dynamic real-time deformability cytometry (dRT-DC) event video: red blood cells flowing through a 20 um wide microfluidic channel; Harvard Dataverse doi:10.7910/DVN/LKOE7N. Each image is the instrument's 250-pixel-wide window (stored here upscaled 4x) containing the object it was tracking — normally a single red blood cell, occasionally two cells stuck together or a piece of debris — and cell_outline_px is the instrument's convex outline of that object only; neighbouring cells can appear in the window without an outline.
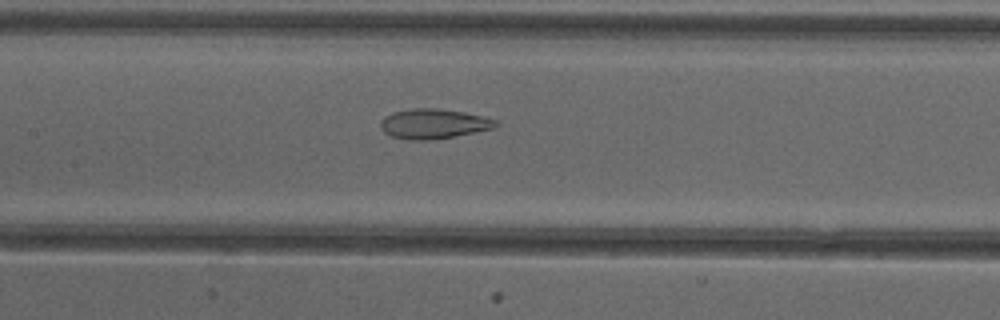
{"species": "common noctule bat (a hibernating species)", "species_latin": "Nyctalus noctula", "temperature_condition": "cold", "stored_images_in_passage": 51, "camera_frame_rate_fps": 3000, "um_per_image_px": 0.085, "animal": {"sex": "female"}, "frame": {"image": 1, "passage_image": 24, "time_ms": 7.667, "image_size_px": [1000, 320], "cell_outline_px": [[500, 124], [496, 128], [456, 136], [432, 140], [408, 140], [392, 136], [384, 132], [380, 128], [380, 120], [384, 116], [392, 112], [412, 108], [436, 108], [464, 112], [484, 116], [496, 120]], "centroid_in_image_um": [36.86, 10.52], "position_along_channel_um": 170.5, "area_um2": 20.35}}
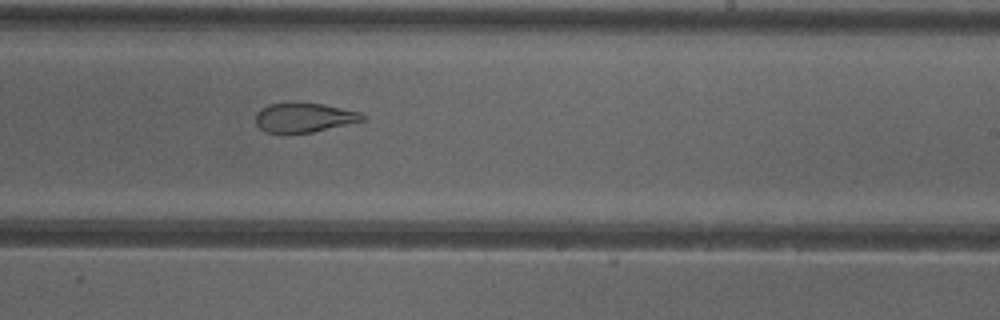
{"frame": {"image": 2, "passage_image": 31, "time_ms": 10.0, "image_size_px": [1000, 320], "cell_outline_px": [[364, 120], [312, 132], [268, 132], [260, 128], [256, 124], [256, 112], [260, 108], [268, 104], [324, 104], [360, 112], [364, 116]], "centroid_in_image_um": [25.83, 9.99], "position_along_channel_um": 263.2, "area_um2": 17.69}}
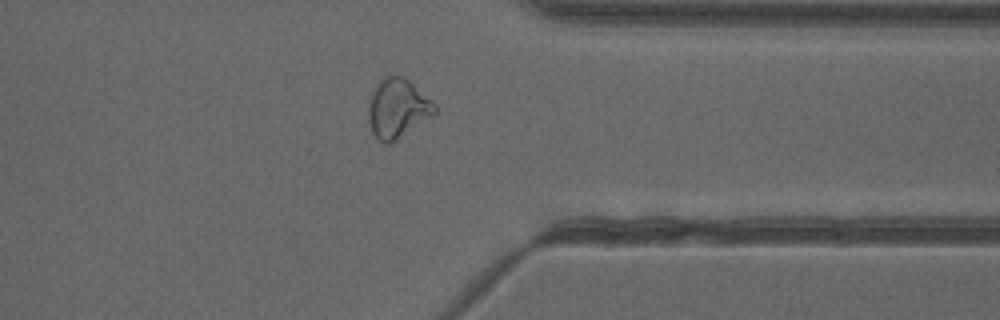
{"frame": {"image": 3, "passage_image": 40, "time_ms": 13.0, "image_size_px": [1000, 320], "cell_outline_px": [[436, 112], [432, 116], [396, 140], [388, 144], [384, 144], [372, 132], [368, 120], [368, 108], [372, 92], [380, 80], [388, 76], [404, 76], [432, 100], [436, 104]], "centroid_in_image_um": [33.8, 9.21], "position_along_channel_um": 377.6, "area_um2": 22.66}, "authors_computed_cell_mechanics": {"area_um2": 23.8714, "velocity_mm_per_s": 3.9843, "shape_relaxation_time_tau1_ms": null, "shape_relaxation_time_tau2_ms": 2.3916, "deformation_change_tau1": null, "deformation_change_tau2": 0.1016}}